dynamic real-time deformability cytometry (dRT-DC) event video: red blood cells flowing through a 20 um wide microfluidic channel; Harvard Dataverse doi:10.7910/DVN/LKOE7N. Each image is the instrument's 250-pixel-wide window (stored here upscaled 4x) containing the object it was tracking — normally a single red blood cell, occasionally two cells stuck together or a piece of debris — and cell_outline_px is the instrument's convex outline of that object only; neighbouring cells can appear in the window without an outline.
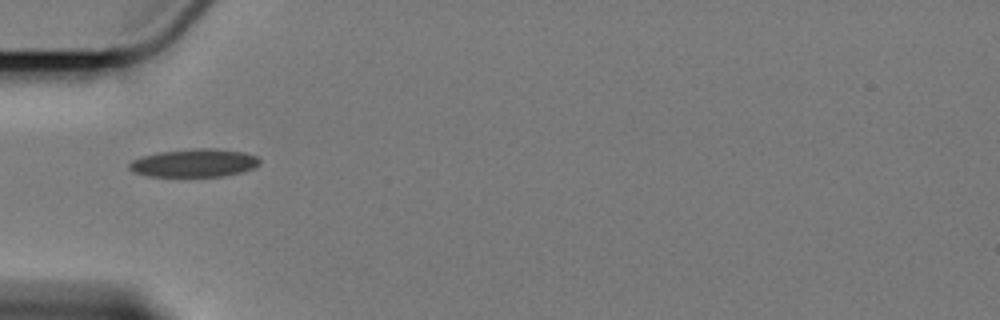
{"species": "Egyptian fruit bat (a non-hibernating species)", "species_latin": "Rousettus aegyptiacus", "temperature_condition": "cold", "stored_images_in_passage": 8, "camera_frame_rate_fps": 3000, "um_per_image_px": 0.085, "animal": {"sex": "female"}, "frame": {"image": 1, "passage_image": 3, "time_ms": 2.333, "image_size_px": [1000, 320], "cell_outline_px": [[260, 164], [256, 168], [244, 172], [224, 176], [148, 176], [132, 172], [128, 168], [128, 164], [132, 160], [140, 156], [160, 152], [192, 148], [216, 148], [244, 152], [260, 156]], "centroid_in_image_um": [16.55, 13.85], "position_along_channel_um": 68.4, "area_um2": 21.79}}
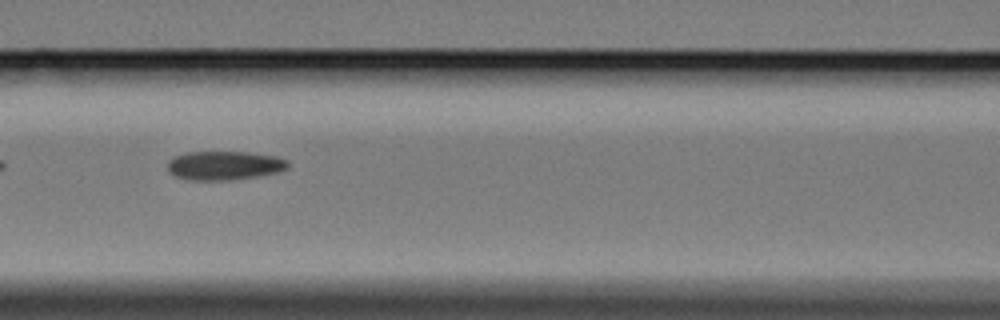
{"frame": {"image": 2, "passage_image": 5, "time_ms": 4.667, "image_size_px": [1000, 320], "cell_outline_px": [[288, 168], [280, 172], [232, 180], [192, 180], [176, 176], [168, 172], [168, 160], [172, 156], [188, 152], [248, 152], [276, 156], [288, 160]], "centroid_in_image_um": [19.07, 14.06], "position_along_channel_um": 147.5, "area_um2": 20.4}}
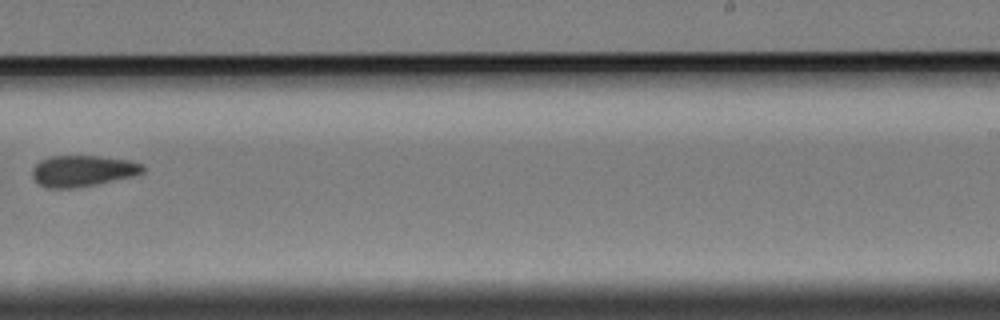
{"frame": {"image": 3, "passage_image": 8, "time_ms": 8.667, "image_size_px": [1000, 320], "cell_outline_px": [[144, 172], [132, 176], [96, 184], [76, 188], [44, 188], [32, 176], [32, 168], [40, 160], [52, 156], [100, 156], [132, 160], [144, 164]], "centroid_in_image_um": [7.04, 14.52], "position_along_channel_um": 282.0, "area_um2": 20.17}}